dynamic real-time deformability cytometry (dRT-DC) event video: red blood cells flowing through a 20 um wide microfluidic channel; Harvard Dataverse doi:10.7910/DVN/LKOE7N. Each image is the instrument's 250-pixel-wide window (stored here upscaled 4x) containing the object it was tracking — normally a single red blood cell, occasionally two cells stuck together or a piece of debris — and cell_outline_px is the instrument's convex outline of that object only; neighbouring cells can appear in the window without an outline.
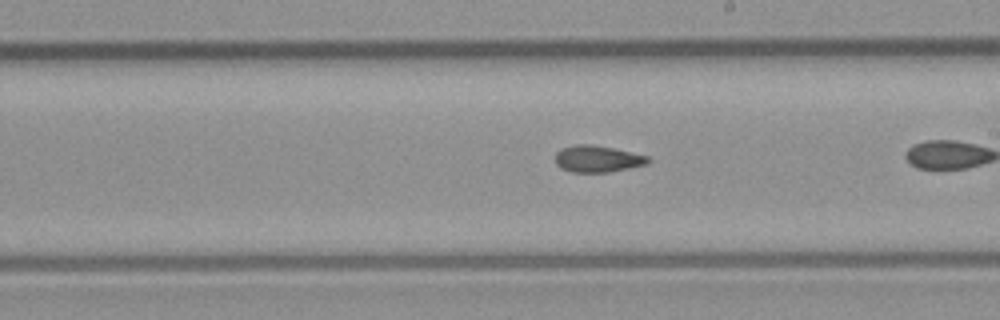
{"species": "common noctule bat (a hibernating species)", "species_latin": "Nyctalus noctula", "temperature_condition": "room temperature", "stored_images_in_passage": 36, "camera_frame_rate_fps": 3000, "um_per_image_px": 0.085, "animal": {"sex": "male", "body_mass_g": 23.1, "forearm_length_mm": 52.7}, "frame": {"image": 1, "passage_image": 26, "time_ms": 8.333, "image_size_px": [1000, 320], "cell_outline_px": [[652, 160], [648, 164], [608, 172], [572, 172], [560, 168], [556, 164], [556, 152], [560, 148], [576, 144], [592, 144], [612, 148], [648, 156]], "centroid_in_image_um": [50.77, 13.5], "position_along_channel_um": 238.2, "area_um2": 14.45}}